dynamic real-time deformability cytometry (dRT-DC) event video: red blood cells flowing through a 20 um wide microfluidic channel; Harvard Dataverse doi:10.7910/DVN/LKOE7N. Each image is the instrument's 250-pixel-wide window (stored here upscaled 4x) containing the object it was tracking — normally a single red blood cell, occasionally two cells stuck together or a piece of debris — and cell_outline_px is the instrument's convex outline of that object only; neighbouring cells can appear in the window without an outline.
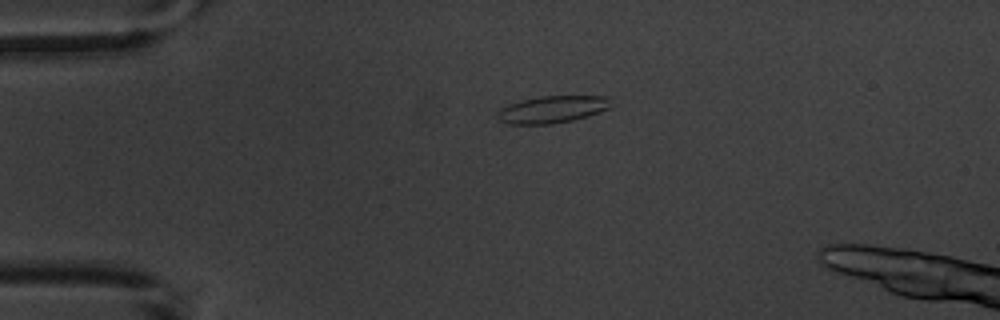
{"species": "common noctule bat (a hibernating species)", "species_latin": "Nyctalus noctula", "temperature_condition": "warm", "stored_images_in_passage": 3, "camera_frame_rate_fps": 3000, "um_per_image_px": 0.085, "animal": {"sex": "male", "body_mass_g": 20.1, "forearm_length_mm": 53.5}, "frame": {"image": 1, "passage_image": 1, "time_ms": 0.0, "image_size_px": [1000, 320], "cell_outline_px": [[612, 108], [588, 116], [572, 120], [552, 124], [508, 124], [500, 120], [496, 116], [496, 112], [508, 104], [520, 100], [540, 96], [608, 96]], "centroid_in_image_um": [46.95, 9.3], "position_along_channel_um": 38.1, "area_um2": 18.09}}